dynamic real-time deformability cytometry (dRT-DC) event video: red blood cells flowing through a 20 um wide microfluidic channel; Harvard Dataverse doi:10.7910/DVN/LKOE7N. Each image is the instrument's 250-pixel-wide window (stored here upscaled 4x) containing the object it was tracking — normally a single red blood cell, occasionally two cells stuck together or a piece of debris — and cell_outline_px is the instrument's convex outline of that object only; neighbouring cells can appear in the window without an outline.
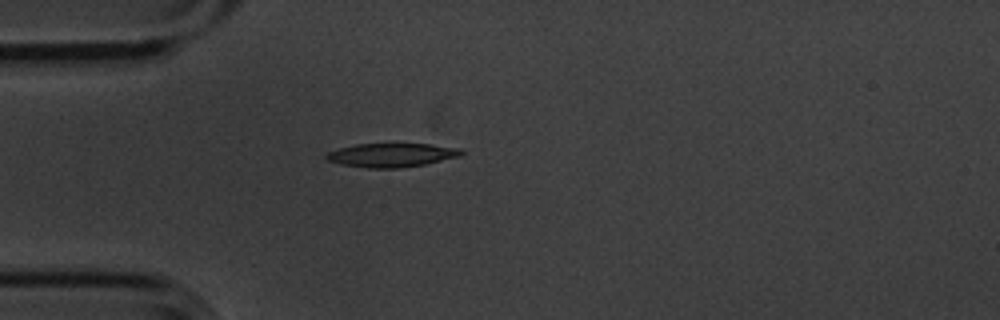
{"species": "common noctule bat (a hibernating species)", "species_latin": "Nyctalus noctula", "temperature_condition": "cold", "stored_images_in_passage": 1, "camera_frame_rate_fps": 3000, "um_per_image_px": 0.085, "animal": {"sex": "male", "body_mass_g": 20.1, "forearm_length_mm": 53.5}, "frame": {"image": 1, "passage_image": 1, "time_ms": 0.0, "image_size_px": [1000, 320], "cell_outline_px": [[464, 152], [460, 156], [424, 164], [400, 168], [368, 168], [340, 164], [328, 160], [324, 156], [328, 152], [340, 148], [356, 144], [428, 144], [460, 148]], "centroid_in_image_um": [33.28, 13.18], "position_along_channel_um": 51.7, "area_um2": 18.55}}